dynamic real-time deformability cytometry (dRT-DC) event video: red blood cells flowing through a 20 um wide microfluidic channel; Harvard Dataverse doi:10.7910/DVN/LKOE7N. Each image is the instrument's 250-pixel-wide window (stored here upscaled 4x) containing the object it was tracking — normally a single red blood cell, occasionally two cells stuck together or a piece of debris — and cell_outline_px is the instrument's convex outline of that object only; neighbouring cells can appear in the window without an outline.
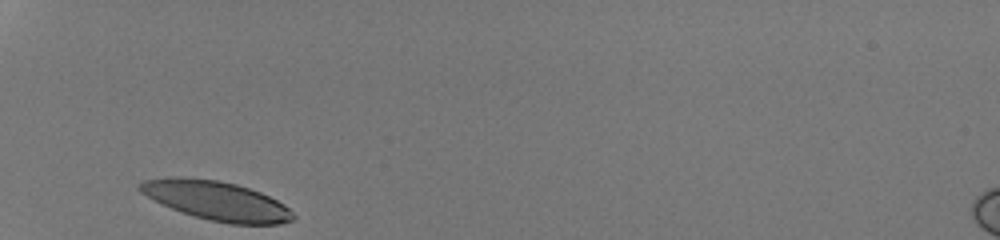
{"species": "human", "species_latin": "Homo sapiens", "temperature_condition": "room temperature", "stored_images_in_passage": 26, "camera_frame_rate_fps": 3000, "um_per_image_px": 0.085, "donor": {"sex": "male"}, "frame": {"image": 1, "passage_image": 1, "time_ms": 0.0, "image_size_px": [1000, 240], "cell_outline_px": [[296, 216], [292, 220], [280, 224], [232, 224], [208, 220], [172, 208], [152, 200], [140, 192], [136, 188], [136, 184], [144, 180], [172, 176], [180, 176], [220, 180], [236, 184], [260, 192], [284, 204]], "centroid_in_image_um": [18.36, 17.04], "position_along_channel_um": 66.6, "area_um2": 35.03}}
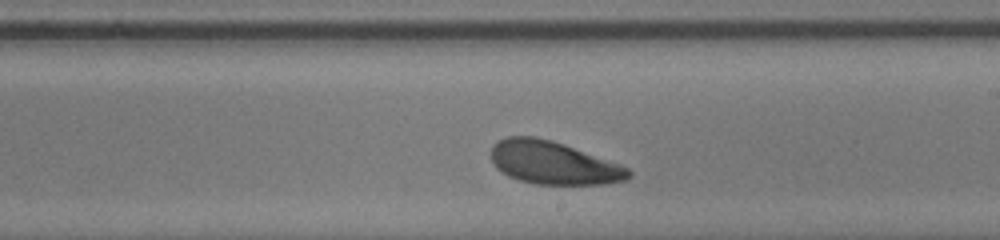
{"frame": {"image": 2, "passage_image": 15, "time_ms": 4.667, "image_size_px": [1000, 240], "cell_outline_px": [[632, 176], [628, 180], [604, 184], [536, 184], [520, 180], [508, 176], [496, 168], [492, 164], [492, 144], [496, 140], [504, 136], [536, 136], [552, 140], [564, 144], [620, 164], [628, 168], [632, 172]], "centroid_in_image_um": [47.02, 13.83], "position_along_channel_um": 242.0, "area_um2": 34.68}}
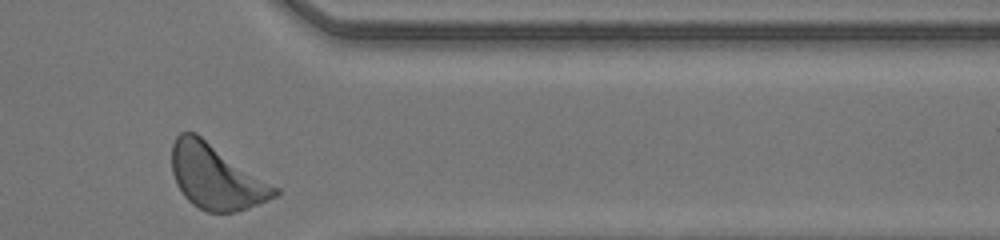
{"frame": {"image": 3, "passage_image": 26, "time_ms": 8.333, "image_size_px": [1000, 240], "cell_outline_px": [[280, 192], [276, 196], [268, 200], [248, 208], [236, 212], [208, 212], [192, 204], [184, 196], [176, 184], [172, 172], [172, 144], [176, 136], [180, 132], [196, 132], [280, 188]], "centroid_in_image_um": [18.38, 15.02], "position_along_channel_um": 393.0, "area_um2": 39.07}, "authors_computed_cell_mechanics": {"area_um2": 35.4025, "velocity_mm_per_s": 4.1718, "shape_relaxation_time_tau1_ms": 2.024, "shape_relaxation_time_tau2_ms": 4.3508, "deformation_change_tau1": 0.1015, "deformation_change_tau2": 0.1508}}